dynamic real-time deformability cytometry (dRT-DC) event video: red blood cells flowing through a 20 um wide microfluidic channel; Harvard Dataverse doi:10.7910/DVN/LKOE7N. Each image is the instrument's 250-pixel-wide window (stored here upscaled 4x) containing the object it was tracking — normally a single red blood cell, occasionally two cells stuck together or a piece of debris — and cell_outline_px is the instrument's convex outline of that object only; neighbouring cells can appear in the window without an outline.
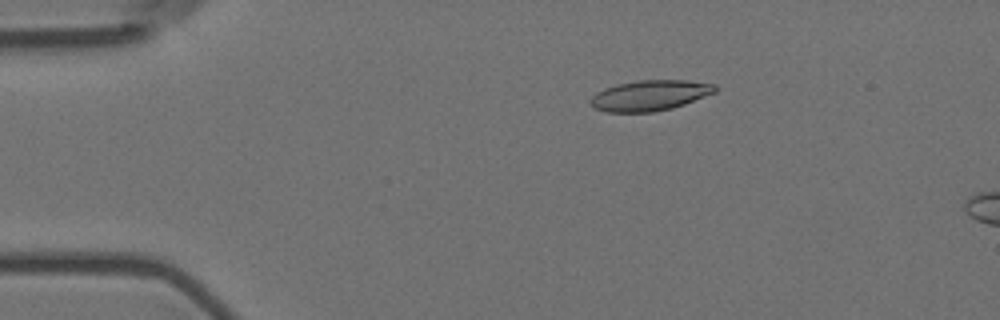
{"species": "Egyptian fruit bat (a non-hibernating species)", "species_latin": "Rousettus aegyptiacus", "temperature_condition": "room temperature", "stored_images_in_passage": 4, "camera_frame_rate_fps": 3000, "um_per_image_px": 0.085, "animal": {"sex": "female"}, "frame": {"image": 1, "passage_image": 2, "time_ms": 0.333, "image_size_px": [1000, 320], "cell_outline_px": [[716, 92], [684, 104], [672, 108], [652, 112], [604, 112], [592, 108], [588, 104], [588, 100], [596, 92], [604, 88], [616, 84], [640, 80], [688, 80], [716, 84]], "centroid_in_image_um": [55.18, 8.11], "position_along_channel_um": 29.8, "area_um2": 22.43}}